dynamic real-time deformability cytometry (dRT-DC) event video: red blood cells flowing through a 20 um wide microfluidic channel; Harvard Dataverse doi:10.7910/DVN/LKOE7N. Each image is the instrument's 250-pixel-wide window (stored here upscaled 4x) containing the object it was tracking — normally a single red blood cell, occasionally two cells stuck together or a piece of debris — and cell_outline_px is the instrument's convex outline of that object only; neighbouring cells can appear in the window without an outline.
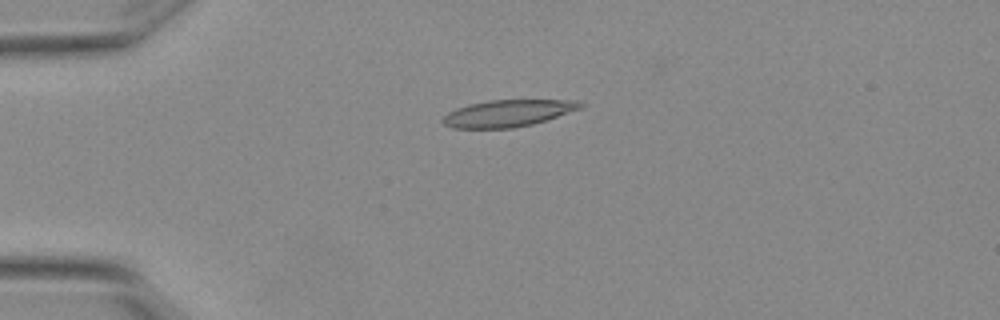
{"species": "Egyptian fruit bat (a non-hibernating species)", "species_latin": "Rousettus aegyptiacus", "temperature_condition": "warm", "stored_images_in_passage": 5, "camera_frame_rate_fps": 3000, "um_per_image_px": 0.085, "animal": {"sex": "female"}, "frame": {"image": 1, "passage_image": 4, "time_ms": 1.0, "image_size_px": [1000, 320], "cell_outline_px": [[588, 104], [580, 108], [532, 124], [512, 128], [452, 128], [444, 124], [440, 120], [448, 112], [456, 108], [468, 104], [488, 100], [576, 100]], "centroid_in_image_um": [43.13, 9.62], "position_along_channel_um": 41.9, "area_um2": 21.44}}